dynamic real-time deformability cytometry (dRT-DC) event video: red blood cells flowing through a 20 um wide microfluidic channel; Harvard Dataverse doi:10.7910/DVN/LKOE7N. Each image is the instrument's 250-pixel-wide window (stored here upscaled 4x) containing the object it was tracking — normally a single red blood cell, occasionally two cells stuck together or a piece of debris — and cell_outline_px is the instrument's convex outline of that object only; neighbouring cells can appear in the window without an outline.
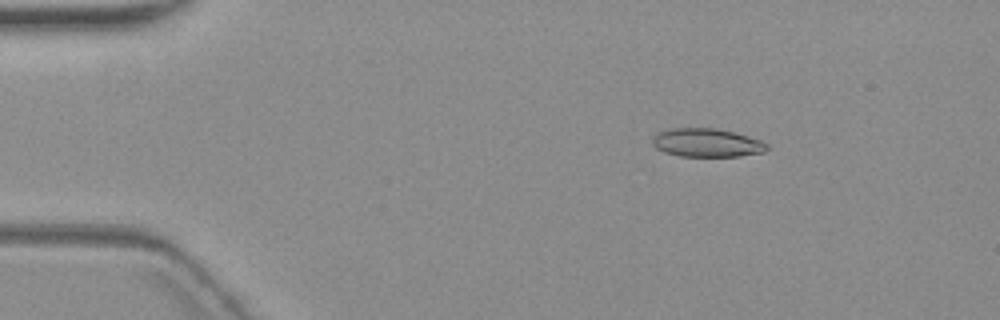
{"species": "common noctule bat (a hibernating species)", "species_latin": "Nyctalus noctula", "temperature_condition": "warm", "stored_images_in_passage": 4, "camera_frame_rate_fps": 3000, "um_per_image_px": 0.085, "animal": {"sex": "female", "body_mass_g": 19.3, "forearm_length_mm": 54.1}, "frame": {"image": 1, "passage_image": 2, "time_ms": 1.0, "image_size_px": [1000, 320], "cell_outline_px": [[768, 148], [764, 152], [740, 156], [680, 156], [664, 152], [656, 148], [652, 144], [652, 140], [660, 132], [668, 128], [716, 128], [748, 136], [760, 140], [768, 144]], "centroid_in_image_um": [60.08, 12.13], "position_along_channel_um": 24.9, "area_um2": 18.9}}